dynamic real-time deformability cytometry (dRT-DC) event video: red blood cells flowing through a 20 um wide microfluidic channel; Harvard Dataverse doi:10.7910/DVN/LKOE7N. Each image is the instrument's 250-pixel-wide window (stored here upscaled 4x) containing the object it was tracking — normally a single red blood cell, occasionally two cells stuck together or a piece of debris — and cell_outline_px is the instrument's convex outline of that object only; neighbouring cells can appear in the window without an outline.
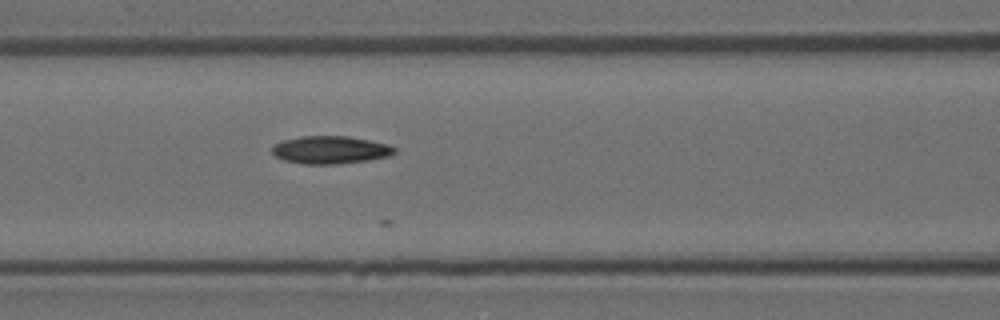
{"species": "Egyptian fruit bat (a non-hibernating species)", "species_latin": "Rousettus aegyptiacus", "temperature_condition": "room temperature", "stored_images_in_passage": 4, "camera_frame_rate_fps": 3000, "um_per_image_px": 0.085, "animal": {"sex": "female"}, "frame": {"image": 1, "passage_image": 4, "time_ms": 1.0, "image_size_px": [1000, 320], "cell_outline_px": [[396, 152], [388, 156], [368, 160], [336, 164], [304, 164], [284, 160], [276, 156], [272, 152], [272, 148], [276, 144], [284, 140], [300, 136], [348, 136], [388, 144], [396, 148]], "centroid_in_image_um": [28.09, 12.74], "position_along_channel_um": 138.5, "area_um2": 19.65}}